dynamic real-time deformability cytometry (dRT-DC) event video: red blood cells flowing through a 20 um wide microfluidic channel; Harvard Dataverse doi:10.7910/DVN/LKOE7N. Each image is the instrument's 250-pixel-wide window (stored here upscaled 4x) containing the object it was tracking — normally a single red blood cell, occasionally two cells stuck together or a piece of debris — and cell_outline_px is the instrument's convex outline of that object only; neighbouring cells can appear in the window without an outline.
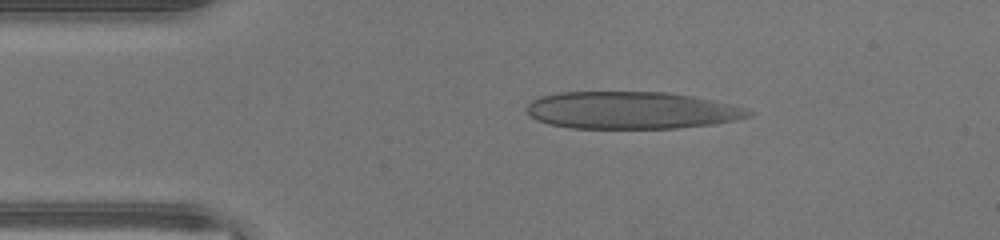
{"species": "human", "species_latin": "Homo sapiens", "temperature_condition": "warm", "stored_images_in_passage": 37, "camera_frame_rate_fps": 3000, "um_per_image_px": 0.085, "donor": {"sex": "male"}, "frame": {"image": 1, "passage_image": 1, "time_ms": 0.0, "image_size_px": [1000, 240], "cell_outline_px": [[756, 112], [752, 116], [736, 120], [712, 124], [676, 128], [572, 128], [548, 124], [536, 120], [524, 108], [532, 100], [540, 96], [560, 92], [668, 92], [692, 96], [732, 104], [748, 108]], "centroid_in_image_um": [53.7, 9.37], "position_along_channel_um": 31.3, "area_um2": 48.49}}
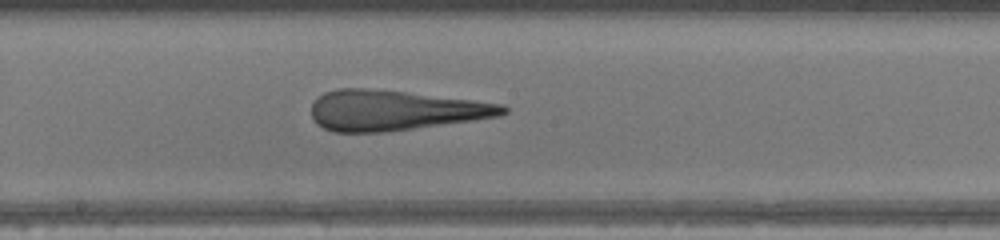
{"frame": {"image": 2, "passage_image": 16, "time_ms": 5.0, "image_size_px": [1000, 240], "cell_outline_px": [[508, 112], [500, 116], [472, 120], [384, 132], [332, 132], [316, 124], [312, 116], [312, 104], [324, 92], [336, 88], [368, 88], [404, 92], [472, 100], [504, 104], [508, 108]], "centroid_in_image_um": [33.52, 9.38], "position_along_channel_um": 214.7, "area_um2": 44.56}}
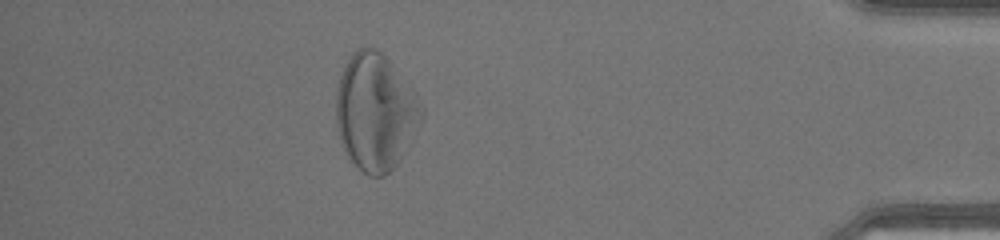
{"frame": {"image": 3, "passage_image": 32, "time_ms": 10.333, "image_size_px": [1000, 240], "cell_outline_px": [[424, 116], [420, 124], [396, 164], [384, 176], [368, 176], [348, 156], [340, 140], [336, 124], [336, 92], [340, 76], [352, 52], [360, 48], [372, 48], [380, 52], [392, 64], [412, 88], [424, 108]], "centroid_in_image_um": [31.91, 9.51], "position_along_channel_um": 403.3, "area_um2": 57.45}, "authors_computed_cell_mechanics": {"area_um2": 46.7024, "velocity_mm_per_s": 4.5259, "shape_relaxation_time_tau1_ms": 7.4079, "shape_relaxation_time_tau2_ms": 1.5693, "deformation_change_tau1": 0.3122, "deformation_change_tau2": 0.1527}}